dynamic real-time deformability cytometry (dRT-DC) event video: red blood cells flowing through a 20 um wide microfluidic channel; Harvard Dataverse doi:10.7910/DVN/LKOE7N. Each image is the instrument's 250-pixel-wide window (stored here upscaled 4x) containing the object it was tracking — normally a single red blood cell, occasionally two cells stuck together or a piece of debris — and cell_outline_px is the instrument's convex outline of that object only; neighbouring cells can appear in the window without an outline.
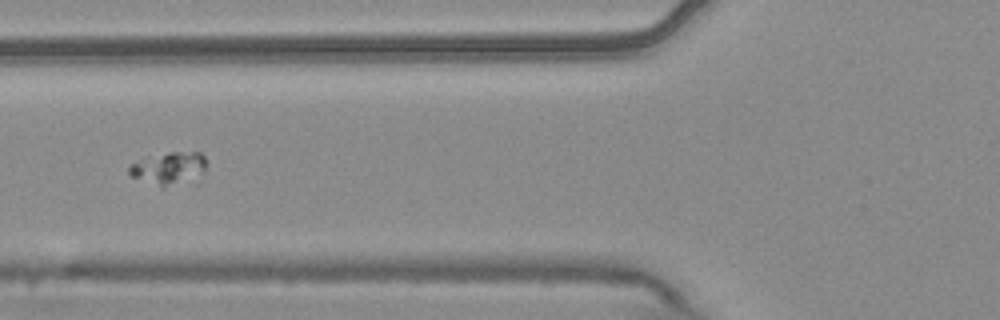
{"species": "common noctule bat (a hibernating species)", "species_latin": "Nyctalus noctula", "temperature_condition": "warm", "stored_images_in_passage": 3, "camera_frame_rate_fps": 3000, "um_per_image_px": 0.085, "animal": {"sex": "male", "body_mass_g": 20.4}, "frame": {"image": 1, "passage_image": 2, "time_ms": 0.333, "image_size_px": [1000, 320], "cell_outline_px": [[208, 164], [200, 184], [164, 188], [160, 188], [132, 176], [128, 172], [128, 168], [132, 164], [172, 152], [200, 152], [204, 156]], "centroid_in_image_um": [14.56, 14.42], "position_along_channel_um": 111.2, "area_um2": 15.43}}
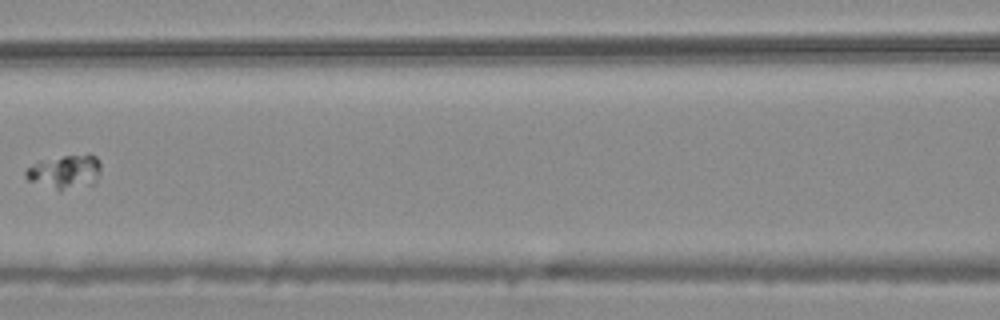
{"frame": {"image": 2, "passage_image": 3, "time_ms": 0.667, "image_size_px": [1000, 320], "cell_outline_px": [[100, 172], [96, 184], [60, 192], [28, 180], [24, 176], [24, 172], [28, 168], [40, 160], [88, 152], [96, 156], [100, 164]], "centroid_in_image_um": [5.57, 14.62], "position_along_channel_um": 161.0, "area_um2": 15.43}}